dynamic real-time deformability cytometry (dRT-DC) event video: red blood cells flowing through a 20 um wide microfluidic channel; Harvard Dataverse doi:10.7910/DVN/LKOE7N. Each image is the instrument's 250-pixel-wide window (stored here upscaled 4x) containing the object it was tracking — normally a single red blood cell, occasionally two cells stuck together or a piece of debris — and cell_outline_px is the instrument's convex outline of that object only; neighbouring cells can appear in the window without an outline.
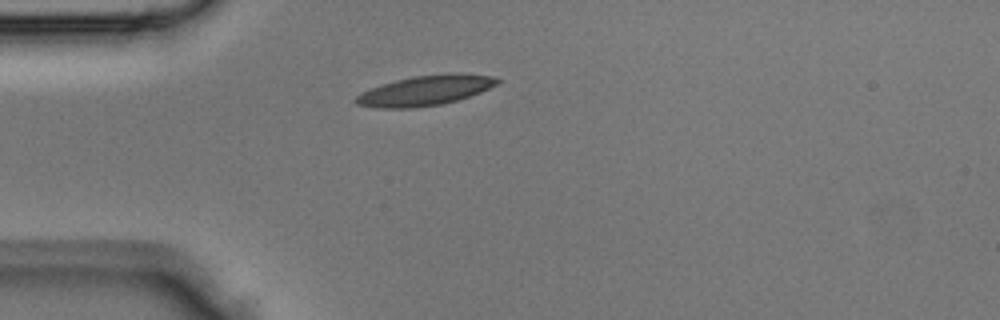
{"species": "Egyptian fruit bat (a non-hibernating species)", "species_latin": "Rousettus aegyptiacus", "temperature_condition": "room temperature", "stored_images_in_passage": 1, "camera_frame_rate_fps": 3000, "um_per_image_px": 0.085, "animal": {"sex": "male"}, "frame": {"image": 1, "passage_image": 1, "time_ms": 0.0, "image_size_px": [1000, 320], "cell_outline_px": [[500, 80], [496, 84], [480, 92], [456, 100], [440, 104], [408, 108], [380, 108], [356, 104], [356, 96], [372, 88], [396, 80], [416, 76], [452, 72], [460, 72], [496, 76]], "centroid_in_image_um": [36.21, 7.67], "position_along_channel_um": 48.8, "area_um2": 24.33}}